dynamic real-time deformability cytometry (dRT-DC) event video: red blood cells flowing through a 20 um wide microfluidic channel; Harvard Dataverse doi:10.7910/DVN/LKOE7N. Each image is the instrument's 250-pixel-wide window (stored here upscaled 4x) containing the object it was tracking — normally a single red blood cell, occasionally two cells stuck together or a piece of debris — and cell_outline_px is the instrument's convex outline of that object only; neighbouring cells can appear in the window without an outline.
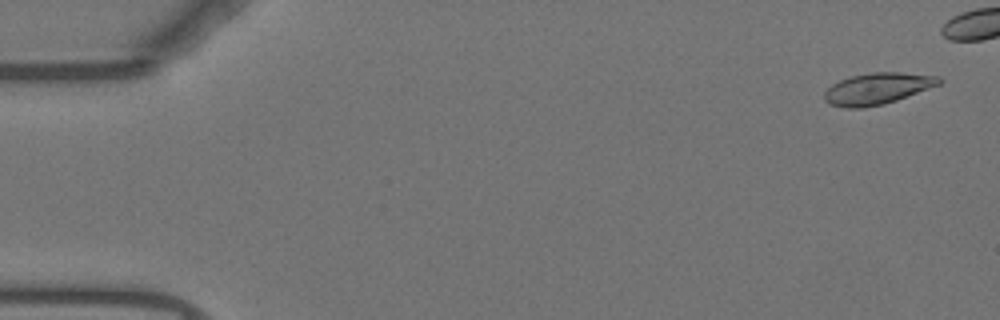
{"species": "Egyptian fruit bat (a non-hibernating species)", "species_latin": "Rousettus aegyptiacus", "temperature_condition": "warm", "stored_images_in_passage": 45, "camera_frame_rate_fps": 3000, "um_per_image_px": 0.085, "animal": {"sex": "female"}, "frame": {"image": 1, "passage_image": 2, "time_ms": 0.333, "image_size_px": [1000, 320], "cell_outline_px": [[944, 80], [940, 84], [896, 100], [884, 104], [864, 108], [844, 108], [828, 104], [824, 100], [824, 92], [832, 84], [840, 80], [852, 76], [872, 72], [900, 72], [940, 76]], "centroid_in_image_um": [74.57, 7.53], "position_along_channel_um": 10.4, "area_um2": 21.1}}
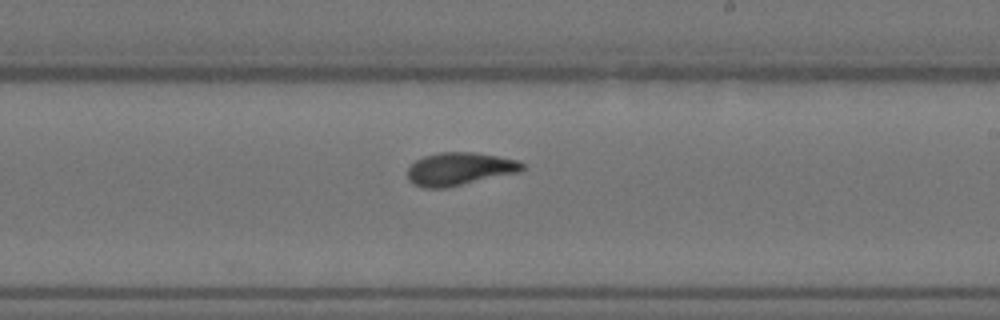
{"frame": {"image": 2, "passage_image": 32, "time_ms": 10.333, "image_size_px": [1000, 320], "cell_outline_px": [[524, 168], [520, 172], [444, 188], [424, 188], [412, 184], [408, 180], [408, 168], [416, 160], [424, 156], [440, 152], [472, 152], [520, 160], [524, 164]], "centroid_in_image_um": [39.06, 14.36], "position_along_channel_um": 249.9, "area_um2": 21.96}}
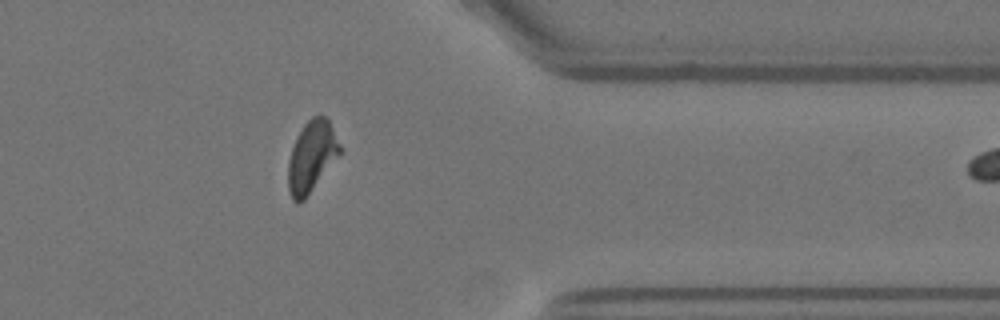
{"frame": {"image": 3, "passage_image": 44, "time_ms": 14.333, "image_size_px": [1000, 320], "cell_outline_px": [[344, 152], [304, 200], [296, 204], [292, 200], [288, 188], [288, 160], [292, 148], [304, 124], [312, 116], [320, 112], [328, 120]], "centroid_in_image_um": [26.52, 13.32], "position_along_channel_um": 384.9, "area_um2": 21.79}}